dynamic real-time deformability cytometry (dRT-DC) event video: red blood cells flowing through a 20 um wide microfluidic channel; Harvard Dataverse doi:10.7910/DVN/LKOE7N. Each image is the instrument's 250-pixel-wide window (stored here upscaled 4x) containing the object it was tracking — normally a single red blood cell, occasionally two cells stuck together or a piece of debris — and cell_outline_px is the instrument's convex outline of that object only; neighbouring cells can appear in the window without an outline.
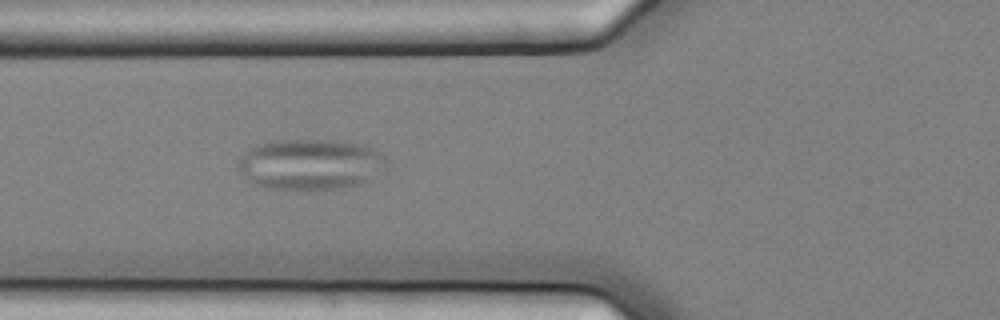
{"species": "common noctule bat (a hibernating species)", "species_latin": "Nyctalus noctula", "temperature_condition": "cold", "stored_images_in_passage": 3, "camera_frame_rate_fps": 3000, "um_per_image_px": 0.085, "animal": {"sex": "female", "body_mass_g": 25.1}, "frame": {"image": 1, "passage_image": 3, "time_ms": 0.667, "image_size_px": [1000, 320], "cell_outline_px": [[388, 160], [384, 168], [368, 180], [360, 184], [332, 188], [268, 188], [252, 184], [240, 172], [240, 156], [252, 144], [272, 140], [332, 140], [372, 148], [380, 152]], "centroid_in_image_um": [26.32, 13.94], "position_along_channel_um": 99.5, "area_um2": 43.35}}